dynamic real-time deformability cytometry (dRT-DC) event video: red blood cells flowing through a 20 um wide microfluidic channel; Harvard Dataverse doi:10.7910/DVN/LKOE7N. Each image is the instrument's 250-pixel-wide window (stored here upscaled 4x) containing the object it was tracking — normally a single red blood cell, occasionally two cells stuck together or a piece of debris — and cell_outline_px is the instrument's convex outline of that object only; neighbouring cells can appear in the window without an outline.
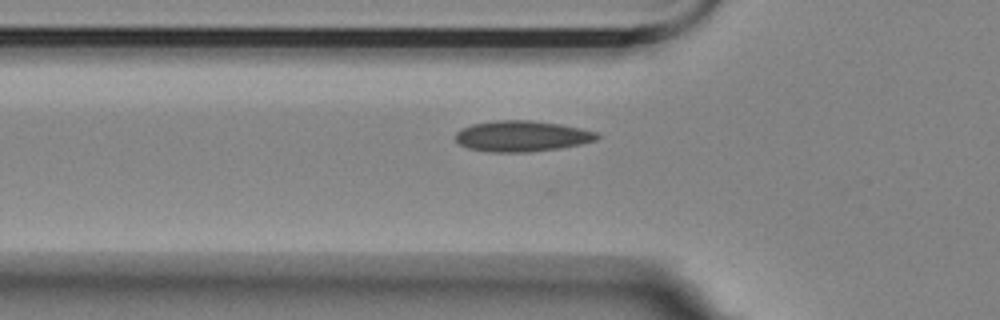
{"species": "Egyptian fruit bat (a non-hibernating species)", "species_latin": "Rousettus aegyptiacus", "temperature_condition": "room temperature", "stored_images_in_passage": 28, "camera_frame_rate_fps": 3000, "um_per_image_px": 0.085, "animal": {"sex": "female"}, "frame": {"image": 1, "passage_image": 2, "time_ms": 0.333, "image_size_px": [1000, 320], "cell_outline_px": [[600, 136], [596, 140], [580, 144], [560, 148], [528, 152], [488, 152], [468, 148], [460, 144], [456, 140], [456, 132], [472, 124], [496, 120], [532, 120], [560, 124], [580, 128], [596, 132]], "centroid_in_image_um": [44.36, 11.57], "position_along_channel_um": 81.4, "area_um2": 25.37}}
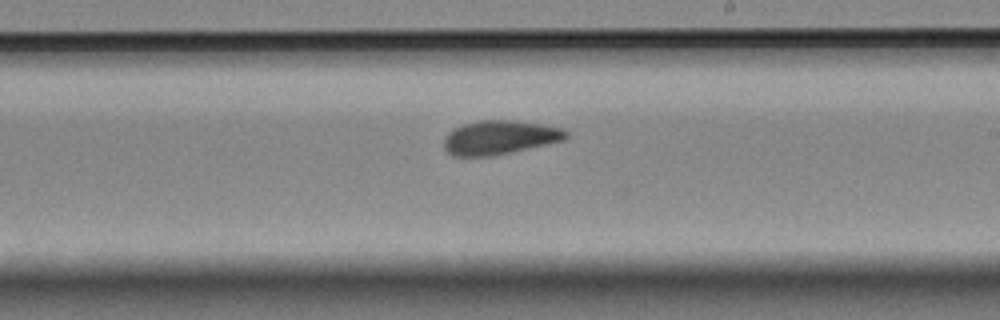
{"frame": {"image": 2, "passage_image": 16, "time_ms": 5.0, "image_size_px": [1000, 320], "cell_outline_px": [[568, 136], [564, 140], [492, 156], [452, 156], [444, 148], [444, 140], [448, 132], [464, 124], [480, 120], [516, 120], [564, 128], [568, 132]], "centroid_in_image_um": [42.48, 11.68], "position_along_channel_um": 246.5, "area_um2": 24.04}}
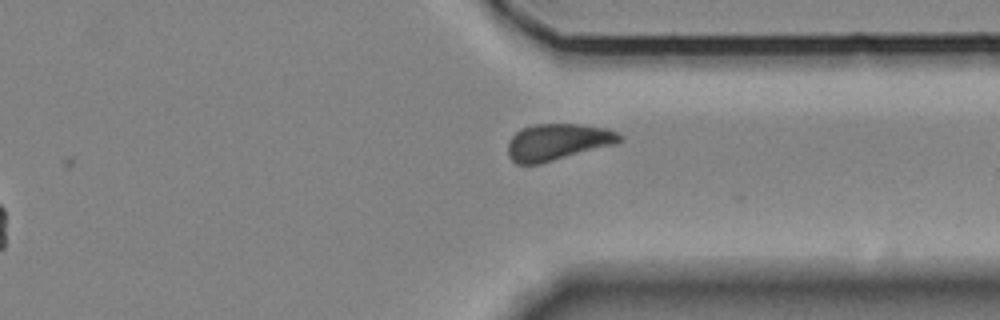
{"frame": {"image": 3, "passage_image": 26, "time_ms": 8.333, "image_size_px": [1000, 320], "cell_outline_px": [[624, 140], [616, 144], [540, 164], [516, 164], [508, 156], [508, 144], [512, 136], [520, 128], [532, 124], [584, 124], [608, 128], [624, 136]], "centroid_in_image_um": [47.43, 12.06], "position_along_channel_um": 364.0, "area_um2": 24.16}, "authors_computed_cell_mechanics": {"area_um2": 24.0448, "velocity_mm_per_s": 3.5208, "shape_relaxation_time_tau1_ms": null, "shape_relaxation_time_tau2_ms": 3.1556, "deformation_change_tau1": null, "deformation_change_tau2": 0.0559}}